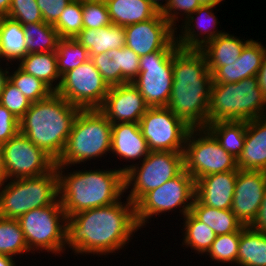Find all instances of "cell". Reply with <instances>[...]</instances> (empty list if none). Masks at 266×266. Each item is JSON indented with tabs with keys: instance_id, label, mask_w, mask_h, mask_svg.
Masks as SVG:
<instances>
[{
	"instance_id": "6da1fadb",
	"label": "cell",
	"mask_w": 266,
	"mask_h": 266,
	"mask_svg": "<svg viewBox=\"0 0 266 266\" xmlns=\"http://www.w3.org/2000/svg\"><path fill=\"white\" fill-rule=\"evenodd\" d=\"M140 229L135 204L128 198L116 203L78 212L66 218L65 248L75 254L115 253Z\"/></svg>"
},
{
	"instance_id": "7a4b0ae2",
	"label": "cell",
	"mask_w": 266,
	"mask_h": 266,
	"mask_svg": "<svg viewBox=\"0 0 266 266\" xmlns=\"http://www.w3.org/2000/svg\"><path fill=\"white\" fill-rule=\"evenodd\" d=\"M212 73L200 50L173 53V85L167 107L191 128L207 125Z\"/></svg>"
},
{
	"instance_id": "3957f363",
	"label": "cell",
	"mask_w": 266,
	"mask_h": 266,
	"mask_svg": "<svg viewBox=\"0 0 266 266\" xmlns=\"http://www.w3.org/2000/svg\"><path fill=\"white\" fill-rule=\"evenodd\" d=\"M65 166H56L59 200L66 217L78 212L107 206L123 199L124 173L110 170H77L64 173ZM64 173V174H63Z\"/></svg>"
},
{
	"instance_id": "277c9868",
	"label": "cell",
	"mask_w": 266,
	"mask_h": 266,
	"mask_svg": "<svg viewBox=\"0 0 266 266\" xmlns=\"http://www.w3.org/2000/svg\"><path fill=\"white\" fill-rule=\"evenodd\" d=\"M79 111V107L52 92L47 98L31 104L19 121L20 133L57 161Z\"/></svg>"
},
{
	"instance_id": "5b68a950",
	"label": "cell",
	"mask_w": 266,
	"mask_h": 266,
	"mask_svg": "<svg viewBox=\"0 0 266 266\" xmlns=\"http://www.w3.org/2000/svg\"><path fill=\"white\" fill-rule=\"evenodd\" d=\"M266 117V97L257 76L236 83H212L207 124Z\"/></svg>"
},
{
	"instance_id": "8992f818",
	"label": "cell",
	"mask_w": 266,
	"mask_h": 266,
	"mask_svg": "<svg viewBox=\"0 0 266 266\" xmlns=\"http://www.w3.org/2000/svg\"><path fill=\"white\" fill-rule=\"evenodd\" d=\"M111 132L112 123L99 109H80L56 166L71 167L102 158L110 153Z\"/></svg>"
},
{
	"instance_id": "52a82bcc",
	"label": "cell",
	"mask_w": 266,
	"mask_h": 266,
	"mask_svg": "<svg viewBox=\"0 0 266 266\" xmlns=\"http://www.w3.org/2000/svg\"><path fill=\"white\" fill-rule=\"evenodd\" d=\"M9 181L0 186V217L19 219L28 211L52 205L59 198L56 166L40 176Z\"/></svg>"
},
{
	"instance_id": "ba28073f",
	"label": "cell",
	"mask_w": 266,
	"mask_h": 266,
	"mask_svg": "<svg viewBox=\"0 0 266 266\" xmlns=\"http://www.w3.org/2000/svg\"><path fill=\"white\" fill-rule=\"evenodd\" d=\"M141 162L120 167L124 173L125 191L132 187L127 198L134 204L184 169L183 152L151 151Z\"/></svg>"
},
{
	"instance_id": "9c48e42d",
	"label": "cell",
	"mask_w": 266,
	"mask_h": 266,
	"mask_svg": "<svg viewBox=\"0 0 266 266\" xmlns=\"http://www.w3.org/2000/svg\"><path fill=\"white\" fill-rule=\"evenodd\" d=\"M66 218L59 198L52 205L23 214L18 221L28 249L55 255L65 251Z\"/></svg>"
},
{
	"instance_id": "30bf717a",
	"label": "cell",
	"mask_w": 266,
	"mask_h": 266,
	"mask_svg": "<svg viewBox=\"0 0 266 266\" xmlns=\"http://www.w3.org/2000/svg\"><path fill=\"white\" fill-rule=\"evenodd\" d=\"M183 162L184 170L195 182L206 175L239 170L237 159L225 151L205 127L191 128L188 132Z\"/></svg>"
},
{
	"instance_id": "8fae6325",
	"label": "cell",
	"mask_w": 266,
	"mask_h": 266,
	"mask_svg": "<svg viewBox=\"0 0 266 266\" xmlns=\"http://www.w3.org/2000/svg\"><path fill=\"white\" fill-rule=\"evenodd\" d=\"M196 196L195 180L184 169L162 186L147 192L136 204V220L141 228L154 215L179 209L183 217L191 212ZM148 219V220H147Z\"/></svg>"
},
{
	"instance_id": "7c38bea8",
	"label": "cell",
	"mask_w": 266,
	"mask_h": 266,
	"mask_svg": "<svg viewBox=\"0 0 266 266\" xmlns=\"http://www.w3.org/2000/svg\"><path fill=\"white\" fill-rule=\"evenodd\" d=\"M174 51H155L141 56L140 71L132 84L149 107H167L173 85Z\"/></svg>"
},
{
	"instance_id": "4fadbf2b",
	"label": "cell",
	"mask_w": 266,
	"mask_h": 266,
	"mask_svg": "<svg viewBox=\"0 0 266 266\" xmlns=\"http://www.w3.org/2000/svg\"><path fill=\"white\" fill-rule=\"evenodd\" d=\"M139 126L150 151L183 152L191 129L168 107H149Z\"/></svg>"
},
{
	"instance_id": "5bb4252c",
	"label": "cell",
	"mask_w": 266,
	"mask_h": 266,
	"mask_svg": "<svg viewBox=\"0 0 266 266\" xmlns=\"http://www.w3.org/2000/svg\"><path fill=\"white\" fill-rule=\"evenodd\" d=\"M109 88L93 61L89 59L65 73L56 92L80 109H99Z\"/></svg>"
},
{
	"instance_id": "9a60e30c",
	"label": "cell",
	"mask_w": 266,
	"mask_h": 266,
	"mask_svg": "<svg viewBox=\"0 0 266 266\" xmlns=\"http://www.w3.org/2000/svg\"><path fill=\"white\" fill-rule=\"evenodd\" d=\"M1 149L8 180L40 176L56 166L50 155L20 132L1 145Z\"/></svg>"
},
{
	"instance_id": "2e32d148",
	"label": "cell",
	"mask_w": 266,
	"mask_h": 266,
	"mask_svg": "<svg viewBox=\"0 0 266 266\" xmlns=\"http://www.w3.org/2000/svg\"><path fill=\"white\" fill-rule=\"evenodd\" d=\"M125 46L139 57L155 51H175V29L159 12L155 17L125 26Z\"/></svg>"
},
{
	"instance_id": "e0dca14e",
	"label": "cell",
	"mask_w": 266,
	"mask_h": 266,
	"mask_svg": "<svg viewBox=\"0 0 266 266\" xmlns=\"http://www.w3.org/2000/svg\"><path fill=\"white\" fill-rule=\"evenodd\" d=\"M266 189V172L238 170L231 211L245 226L256 218Z\"/></svg>"
},
{
	"instance_id": "ac0fdd59",
	"label": "cell",
	"mask_w": 266,
	"mask_h": 266,
	"mask_svg": "<svg viewBox=\"0 0 266 266\" xmlns=\"http://www.w3.org/2000/svg\"><path fill=\"white\" fill-rule=\"evenodd\" d=\"M149 106L139 90L126 83L111 86L99 110L112 123H139Z\"/></svg>"
},
{
	"instance_id": "d6986e66",
	"label": "cell",
	"mask_w": 266,
	"mask_h": 266,
	"mask_svg": "<svg viewBox=\"0 0 266 266\" xmlns=\"http://www.w3.org/2000/svg\"><path fill=\"white\" fill-rule=\"evenodd\" d=\"M214 7L215 6L211 5H201L195 12L189 15L186 19H182L184 20L183 21L184 24L183 22L181 23L182 24L181 35L179 34L178 36H176L175 34V41L177 42L178 46L181 49L200 50L208 42L214 40L215 38L224 33L222 32V30L220 31H218V29L215 30L218 24L217 21L218 19L216 18L215 13L212 12L213 11L212 9ZM193 15L197 18H195ZM206 20L209 22L211 26L213 25L212 26L213 29L208 25V23L207 25L205 24V22H207ZM207 26L209 28H207Z\"/></svg>"
},
{
	"instance_id": "ffe728a7",
	"label": "cell",
	"mask_w": 266,
	"mask_h": 266,
	"mask_svg": "<svg viewBox=\"0 0 266 266\" xmlns=\"http://www.w3.org/2000/svg\"><path fill=\"white\" fill-rule=\"evenodd\" d=\"M238 170L203 176L195 182L196 197L215 209H231Z\"/></svg>"
},
{
	"instance_id": "44dd1931",
	"label": "cell",
	"mask_w": 266,
	"mask_h": 266,
	"mask_svg": "<svg viewBox=\"0 0 266 266\" xmlns=\"http://www.w3.org/2000/svg\"><path fill=\"white\" fill-rule=\"evenodd\" d=\"M237 167L266 172V117L247 121L244 147L237 159Z\"/></svg>"
},
{
	"instance_id": "7402d4cb",
	"label": "cell",
	"mask_w": 266,
	"mask_h": 266,
	"mask_svg": "<svg viewBox=\"0 0 266 266\" xmlns=\"http://www.w3.org/2000/svg\"><path fill=\"white\" fill-rule=\"evenodd\" d=\"M110 152L129 162L144 160L151 151L139 123H115L112 124Z\"/></svg>"
},
{
	"instance_id": "603a6c76",
	"label": "cell",
	"mask_w": 266,
	"mask_h": 266,
	"mask_svg": "<svg viewBox=\"0 0 266 266\" xmlns=\"http://www.w3.org/2000/svg\"><path fill=\"white\" fill-rule=\"evenodd\" d=\"M240 39L224 32L208 42L200 51L205 55L208 70L213 74L219 67L230 65L238 60L244 46L251 40Z\"/></svg>"
},
{
	"instance_id": "cb8c5ba5",
	"label": "cell",
	"mask_w": 266,
	"mask_h": 266,
	"mask_svg": "<svg viewBox=\"0 0 266 266\" xmlns=\"http://www.w3.org/2000/svg\"><path fill=\"white\" fill-rule=\"evenodd\" d=\"M74 39L89 51L91 58L125 46V28L111 24L99 29H83Z\"/></svg>"
},
{
	"instance_id": "d4e9b609",
	"label": "cell",
	"mask_w": 266,
	"mask_h": 266,
	"mask_svg": "<svg viewBox=\"0 0 266 266\" xmlns=\"http://www.w3.org/2000/svg\"><path fill=\"white\" fill-rule=\"evenodd\" d=\"M112 24L122 27L147 21L159 12L150 0H106Z\"/></svg>"
},
{
	"instance_id": "484cf974",
	"label": "cell",
	"mask_w": 266,
	"mask_h": 266,
	"mask_svg": "<svg viewBox=\"0 0 266 266\" xmlns=\"http://www.w3.org/2000/svg\"><path fill=\"white\" fill-rule=\"evenodd\" d=\"M191 213L209 226L216 235L240 232L245 227L231 209H215L204 205L196 196Z\"/></svg>"
},
{
	"instance_id": "4316f807",
	"label": "cell",
	"mask_w": 266,
	"mask_h": 266,
	"mask_svg": "<svg viewBox=\"0 0 266 266\" xmlns=\"http://www.w3.org/2000/svg\"><path fill=\"white\" fill-rule=\"evenodd\" d=\"M19 62L18 67L21 70L41 80L53 92L58 90L61 83V76L57 69L56 52L28 53Z\"/></svg>"
},
{
	"instance_id": "83f0119b",
	"label": "cell",
	"mask_w": 266,
	"mask_h": 266,
	"mask_svg": "<svg viewBox=\"0 0 266 266\" xmlns=\"http://www.w3.org/2000/svg\"><path fill=\"white\" fill-rule=\"evenodd\" d=\"M246 126L247 121H217L205 128L225 151L238 159L244 147Z\"/></svg>"
},
{
	"instance_id": "f1b7e54d",
	"label": "cell",
	"mask_w": 266,
	"mask_h": 266,
	"mask_svg": "<svg viewBox=\"0 0 266 266\" xmlns=\"http://www.w3.org/2000/svg\"><path fill=\"white\" fill-rule=\"evenodd\" d=\"M28 54L23 25L8 16H2L0 59L20 61Z\"/></svg>"
},
{
	"instance_id": "f546056e",
	"label": "cell",
	"mask_w": 266,
	"mask_h": 266,
	"mask_svg": "<svg viewBox=\"0 0 266 266\" xmlns=\"http://www.w3.org/2000/svg\"><path fill=\"white\" fill-rule=\"evenodd\" d=\"M237 264L240 266H266V233L245 226L240 231Z\"/></svg>"
},
{
	"instance_id": "4dcf8cb0",
	"label": "cell",
	"mask_w": 266,
	"mask_h": 266,
	"mask_svg": "<svg viewBox=\"0 0 266 266\" xmlns=\"http://www.w3.org/2000/svg\"><path fill=\"white\" fill-rule=\"evenodd\" d=\"M28 53L57 51L60 36L53 25L44 21L23 26Z\"/></svg>"
},
{
	"instance_id": "1f68e13d",
	"label": "cell",
	"mask_w": 266,
	"mask_h": 266,
	"mask_svg": "<svg viewBox=\"0 0 266 266\" xmlns=\"http://www.w3.org/2000/svg\"><path fill=\"white\" fill-rule=\"evenodd\" d=\"M184 237L181 245L191 247L198 254H206L216 238L215 232L205 223L199 221L191 212L184 217Z\"/></svg>"
},
{
	"instance_id": "d6a6232c",
	"label": "cell",
	"mask_w": 266,
	"mask_h": 266,
	"mask_svg": "<svg viewBox=\"0 0 266 266\" xmlns=\"http://www.w3.org/2000/svg\"><path fill=\"white\" fill-rule=\"evenodd\" d=\"M29 252L18 219L0 217V254L16 257Z\"/></svg>"
},
{
	"instance_id": "836d02e7",
	"label": "cell",
	"mask_w": 266,
	"mask_h": 266,
	"mask_svg": "<svg viewBox=\"0 0 266 266\" xmlns=\"http://www.w3.org/2000/svg\"><path fill=\"white\" fill-rule=\"evenodd\" d=\"M56 57L61 77L90 59L89 51L74 38H60Z\"/></svg>"
},
{
	"instance_id": "e575fe53",
	"label": "cell",
	"mask_w": 266,
	"mask_h": 266,
	"mask_svg": "<svg viewBox=\"0 0 266 266\" xmlns=\"http://www.w3.org/2000/svg\"><path fill=\"white\" fill-rule=\"evenodd\" d=\"M107 56L116 62V86L132 83L136 79L140 71V57L133 50L123 46L109 50Z\"/></svg>"
},
{
	"instance_id": "d590c367",
	"label": "cell",
	"mask_w": 266,
	"mask_h": 266,
	"mask_svg": "<svg viewBox=\"0 0 266 266\" xmlns=\"http://www.w3.org/2000/svg\"><path fill=\"white\" fill-rule=\"evenodd\" d=\"M11 74L9 75V81L32 103L47 98L53 92L41 80L24 72L19 67Z\"/></svg>"
},
{
	"instance_id": "8d00e7d4",
	"label": "cell",
	"mask_w": 266,
	"mask_h": 266,
	"mask_svg": "<svg viewBox=\"0 0 266 266\" xmlns=\"http://www.w3.org/2000/svg\"><path fill=\"white\" fill-rule=\"evenodd\" d=\"M53 27L60 38H75L83 30L82 1L72 0Z\"/></svg>"
},
{
	"instance_id": "74e56055",
	"label": "cell",
	"mask_w": 266,
	"mask_h": 266,
	"mask_svg": "<svg viewBox=\"0 0 266 266\" xmlns=\"http://www.w3.org/2000/svg\"><path fill=\"white\" fill-rule=\"evenodd\" d=\"M240 241V232L216 235L210 249L206 255L212 261L223 263H233L237 265L238 247Z\"/></svg>"
},
{
	"instance_id": "f35d334b",
	"label": "cell",
	"mask_w": 266,
	"mask_h": 266,
	"mask_svg": "<svg viewBox=\"0 0 266 266\" xmlns=\"http://www.w3.org/2000/svg\"><path fill=\"white\" fill-rule=\"evenodd\" d=\"M266 47L261 42L251 39L243 48L241 57L242 80L257 76L261 68Z\"/></svg>"
},
{
	"instance_id": "ab89813d",
	"label": "cell",
	"mask_w": 266,
	"mask_h": 266,
	"mask_svg": "<svg viewBox=\"0 0 266 266\" xmlns=\"http://www.w3.org/2000/svg\"><path fill=\"white\" fill-rule=\"evenodd\" d=\"M0 104L20 120L30 108L32 102L8 80L0 94Z\"/></svg>"
},
{
	"instance_id": "60d3db41",
	"label": "cell",
	"mask_w": 266,
	"mask_h": 266,
	"mask_svg": "<svg viewBox=\"0 0 266 266\" xmlns=\"http://www.w3.org/2000/svg\"><path fill=\"white\" fill-rule=\"evenodd\" d=\"M83 29H99L112 24L105 2L82 1Z\"/></svg>"
},
{
	"instance_id": "b9f144b4",
	"label": "cell",
	"mask_w": 266,
	"mask_h": 266,
	"mask_svg": "<svg viewBox=\"0 0 266 266\" xmlns=\"http://www.w3.org/2000/svg\"><path fill=\"white\" fill-rule=\"evenodd\" d=\"M8 17L26 24L42 22V13L36 0H11Z\"/></svg>"
},
{
	"instance_id": "7bdbcfd3",
	"label": "cell",
	"mask_w": 266,
	"mask_h": 266,
	"mask_svg": "<svg viewBox=\"0 0 266 266\" xmlns=\"http://www.w3.org/2000/svg\"><path fill=\"white\" fill-rule=\"evenodd\" d=\"M200 6L201 3L199 2V0H171L169 5L161 12V14L168 21V23L175 29V33L177 34L176 21H178V17L180 18L178 14L181 12L182 13L181 17L182 15L184 16L185 14L184 19H186L189 15L195 12Z\"/></svg>"
},
{
	"instance_id": "ee69618b",
	"label": "cell",
	"mask_w": 266,
	"mask_h": 266,
	"mask_svg": "<svg viewBox=\"0 0 266 266\" xmlns=\"http://www.w3.org/2000/svg\"><path fill=\"white\" fill-rule=\"evenodd\" d=\"M20 120L0 104V146L20 132Z\"/></svg>"
},
{
	"instance_id": "f6af8a7d",
	"label": "cell",
	"mask_w": 266,
	"mask_h": 266,
	"mask_svg": "<svg viewBox=\"0 0 266 266\" xmlns=\"http://www.w3.org/2000/svg\"><path fill=\"white\" fill-rule=\"evenodd\" d=\"M71 1L72 0H36V3L41 10L43 21L54 25L65 7Z\"/></svg>"
},
{
	"instance_id": "bcb514c9",
	"label": "cell",
	"mask_w": 266,
	"mask_h": 266,
	"mask_svg": "<svg viewBox=\"0 0 266 266\" xmlns=\"http://www.w3.org/2000/svg\"><path fill=\"white\" fill-rule=\"evenodd\" d=\"M90 59L108 86H116V62L109 59L107 52L93 55Z\"/></svg>"
},
{
	"instance_id": "7dc6e473",
	"label": "cell",
	"mask_w": 266,
	"mask_h": 266,
	"mask_svg": "<svg viewBox=\"0 0 266 266\" xmlns=\"http://www.w3.org/2000/svg\"><path fill=\"white\" fill-rule=\"evenodd\" d=\"M213 83H236L242 80L241 57L235 63L219 67L213 74Z\"/></svg>"
},
{
	"instance_id": "c3c4849f",
	"label": "cell",
	"mask_w": 266,
	"mask_h": 266,
	"mask_svg": "<svg viewBox=\"0 0 266 266\" xmlns=\"http://www.w3.org/2000/svg\"><path fill=\"white\" fill-rule=\"evenodd\" d=\"M249 227L254 231L266 233V189L257 216Z\"/></svg>"
},
{
	"instance_id": "681fc988",
	"label": "cell",
	"mask_w": 266,
	"mask_h": 266,
	"mask_svg": "<svg viewBox=\"0 0 266 266\" xmlns=\"http://www.w3.org/2000/svg\"><path fill=\"white\" fill-rule=\"evenodd\" d=\"M259 87L261 88L264 96L266 97V51L263 57L261 68L257 73Z\"/></svg>"
},
{
	"instance_id": "f907efd6",
	"label": "cell",
	"mask_w": 266,
	"mask_h": 266,
	"mask_svg": "<svg viewBox=\"0 0 266 266\" xmlns=\"http://www.w3.org/2000/svg\"><path fill=\"white\" fill-rule=\"evenodd\" d=\"M6 181H8V176L5 170L3 153L0 146V186L3 185Z\"/></svg>"
},
{
	"instance_id": "816d5d0a",
	"label": "cell",
	"mask_w": 266,
	"mask_h": 266,
	"mask_svg": "<svg viewBox=\"0 0 266 266\" xmlns=\"http://www.w3.org/2000/svg\"><path fill=\"white\" fill-rule=\"evenodd\" d=\"M9 68L10 67L5 68V70H3V67H1V65H0V94L4 89L5 83L9 80V74H10Z\"/></svg>"
},
{
	"instance_id": "f5cc1de1",
	"label": "cell",
	"mask_w": 266,
	"mask_h": 266,
	"mask_svg": "<svg viewBox=\"0 0 266 266\" xmlns=\"http://www.w3.org/2000/svg\"><path fill=\"white\" fill-rule=\"evenodd\" d=\"M14 257L0 254V266H16Z\"/></svg>"
},
{
	"instance_id": "db71d44e",
	"label": "cell",
	"mask_w": 266,
	"mask_h": 266,
	"mask_svg": "<svg viewBox=\"0 0 266 266\" xmlns=\"http://www.w3.org/2000/svg\"><path fill=\"white\" fill-rule=\"evenodd\" d=\"M10 5L11 0H0V17L8 15Z\"/></svg>"
},
{
	"instance_id": "11a10c76",
	"label": "cell",
	"mask_w": 266,
	"mask_h": 266,
	"mask_svg": "<svg viewBox=\"0 0 266 266\" xmlns=\"http://www.w3.org/2000/svg\"><path fill=\"white\" fill-rule=\"evenodd\" d=\"M161 0H150L152 5L158 10V12H162L170 3L171 0H162V2H165L164 4L160 2Z\"/></svg>"
},
{
	"instance_id": "9f6ffc18",
	"label": "cell",
	"mask_w": 266,
	"mask_h": 266,
	"mask_svg": "<svg viewBox=\"0 0 266 266\" xmlns=\"http://www.w3.org/2000/svg\"><path fill=\"white\" fill-rule=\"evenodd\" d=\"M223 0H199V2L201 3V5H211V6H217L218 4H220V2H222Z\"/></svg>"
},
{
	"instance_id": "6f0895ef",
	"label": "cell",
	"mask_w": 266,
	"mask_h": 266,
	"mask_svg": "<svg viewBox=\"0 0 266 266\" xmlns=\"http://www.w3.org/2000/svg\"><path fill=\"white\" fill-rule=\"evenodd\" d=\"M1 32H2V17H0V44H1Z\"/></svg>"
},
{
	"instance_id": "680465c9",
	"label": "cell",
	"mask_w": 266,
	"mask_h": 266,
	"mask_svg": "<svg viewBox=\"0 0 266 266\" xmlns=\"http://www.w3.org/2000/svg\"><path fill=\"white\" fill-rule=\"evenodd\" d=\"M81 1H89V2H106V0H81Z\"/></svg>"
}]
</instances>
